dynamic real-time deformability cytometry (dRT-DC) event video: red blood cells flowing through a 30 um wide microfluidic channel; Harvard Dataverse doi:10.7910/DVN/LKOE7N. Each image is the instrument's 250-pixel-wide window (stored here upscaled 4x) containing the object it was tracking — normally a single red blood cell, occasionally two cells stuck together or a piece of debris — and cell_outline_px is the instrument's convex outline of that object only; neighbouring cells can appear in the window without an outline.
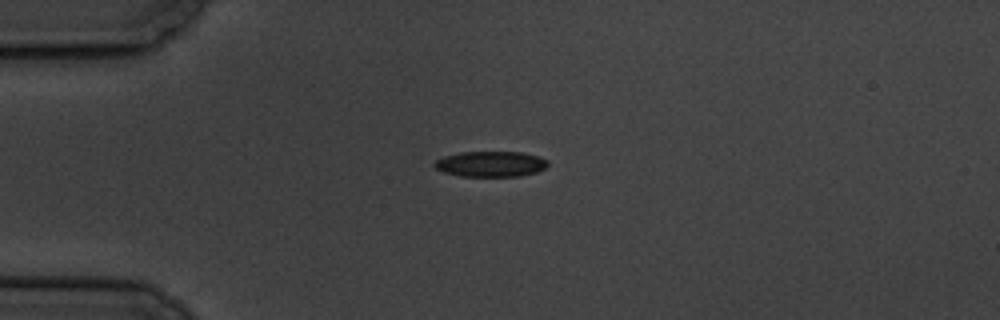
{"species": "common noctule bat (a hibernating species)", "species_latin": "Nyctalus noctula", "temperature_condition": "cold", "stored_images_in_passage": 6, "camera_frame_rate_fps": 3000, "um_per_image_px": 0.085, "animal": {"sex": "male", "body_mass_g": 19.5, "forearm_length_mm": 54.6}, "frame": {"image": 1, "passage_image": 4, "time_ms": 3.333, "image_size_px": [1000, 320], "cell_outline_px": [[548, 164], [544, 168], [536, 172], [520, 176], [460, 176], [444, 172], [436, 168], [432, 164], [436, 160], [444, 156], [460, 152], [520, 152], [536, 156], [548, 160]], "centroid_in_image_um": [41.68, 13.94], "position_along_channel_um": 43.3, "area_um2": 16.76}}
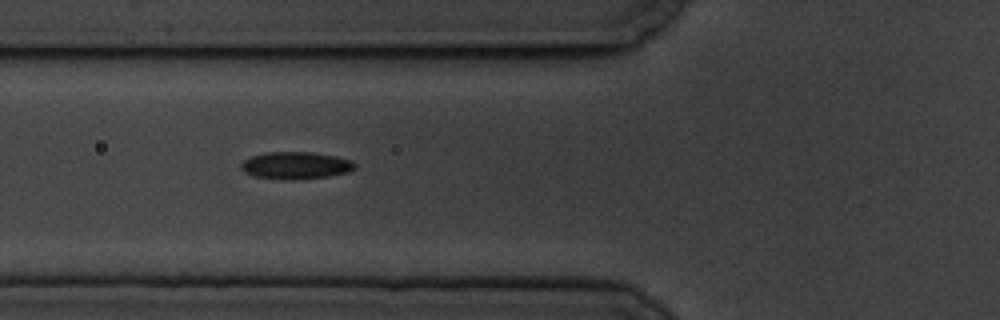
{"frame": {"image": 2, "passage_image": 6, "time_ms": 5.667, "image_size_px": [1000, 320], "cell_outline_px": [[356, 168], [348, 172], [328, 176], [292, 180], [284, 180], [256, 176], [244, 172], [240, 168], [240, 164], [244, 160], [252, 156], [264, 152], [312, 152], [336, 156], [352, 160], [356, 164]], "centroid_in_image_um": [25.14, 14.06], "position_along_channel_um": 100.7, "area_um2": 18.15}}